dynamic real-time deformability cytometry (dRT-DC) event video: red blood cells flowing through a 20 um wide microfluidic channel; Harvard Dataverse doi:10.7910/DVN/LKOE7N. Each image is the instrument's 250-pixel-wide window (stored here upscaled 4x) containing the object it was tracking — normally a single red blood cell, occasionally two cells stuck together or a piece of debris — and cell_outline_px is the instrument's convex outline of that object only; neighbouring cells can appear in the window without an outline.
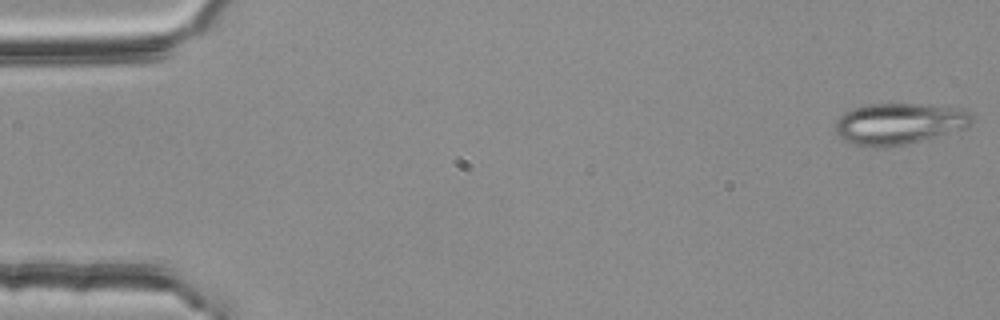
{"species": "common noctule bat (a hibernating species)", "species_latin": "Nyctalus noctula", "temperature_condition": "room temperature", "stored_images_in_passage": 54, "camera_frame_rate_fps": 3000, "um_per_image_px": 0.085, "animal": {"sex": "female", "body_mass_g": 25.1}, "frame": {"image": 1, "passage_image": 1, "time_ms": 0.0, "image_size_px": [1000, 320], "cell_outline_px": [[972, 124], [968, 128], [904, 144], [884, 148], [872, 148], [852, 144], [844, 140], [836, 132], [836, 120], [844, 112], [852, 108], [868, 104], [920, 104], [964, 108], [972, 112]], "centroid_in_image_um": [76.44, 10.51], "position_along_channel_um": 8.6, "area_um2": 33.18}}
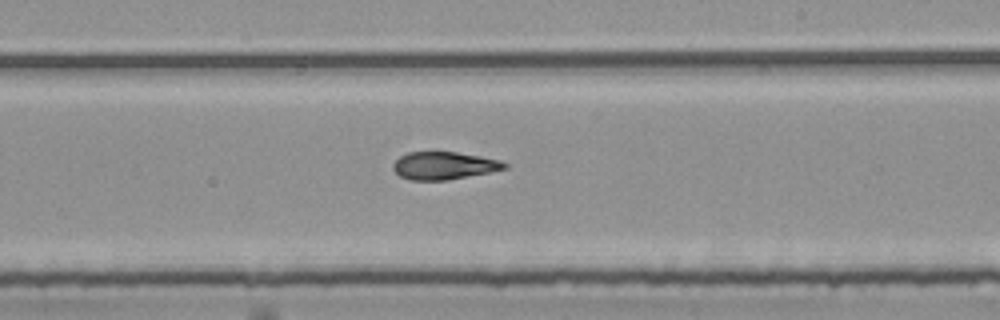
{"frame": {"image": 2, "passage_image": 32, "time_ms": 10.333, "image_size_px": [1000, 320], "cell_outline_px": [[508, 168], [448, 180], [412, 180], [400, 176], [392, 168], [392, 164], [400, 156], [408, 152], [432, 148], [436, 148], [480, 156], [500, 160], [508, 164]], "centroid_in_image_um": [37.69, 14.02], "position_along_channel_um": 251.3, "area_um2": 18.67}}
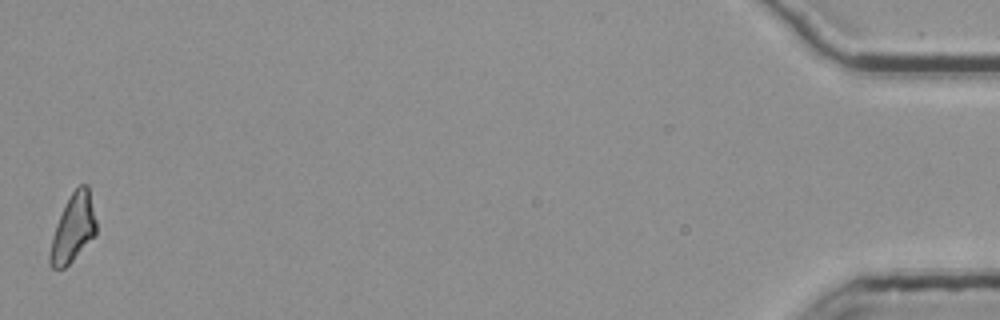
{"frame": {"image": 3, "passage_image": 54, "time_ms": 17.667, "image_size_px": [1000, 320], "cell_outline_px": [[96, 236], [64, 268], [52, 268], [48, 264], [48, 256], [52, 236], [56, 224], [72, 192], [80, 184], [88, 184], [96, 220]], "centroid_in_image_um": [6.21, 19.42], "position_along_channel_um": 429.0, "area_um2": 18.21}, "authors_computed_cell_mechanics": {"area_um2": 18.6405, "velocity_mm_per_s": 3.7669, "shape_relaxation_time_tau1_ms": null, "shape_relaxation_time_tau2_ms": 4.7709, "deformation_change_tau1": null, "deformation_change_tau2": 0.1033}}